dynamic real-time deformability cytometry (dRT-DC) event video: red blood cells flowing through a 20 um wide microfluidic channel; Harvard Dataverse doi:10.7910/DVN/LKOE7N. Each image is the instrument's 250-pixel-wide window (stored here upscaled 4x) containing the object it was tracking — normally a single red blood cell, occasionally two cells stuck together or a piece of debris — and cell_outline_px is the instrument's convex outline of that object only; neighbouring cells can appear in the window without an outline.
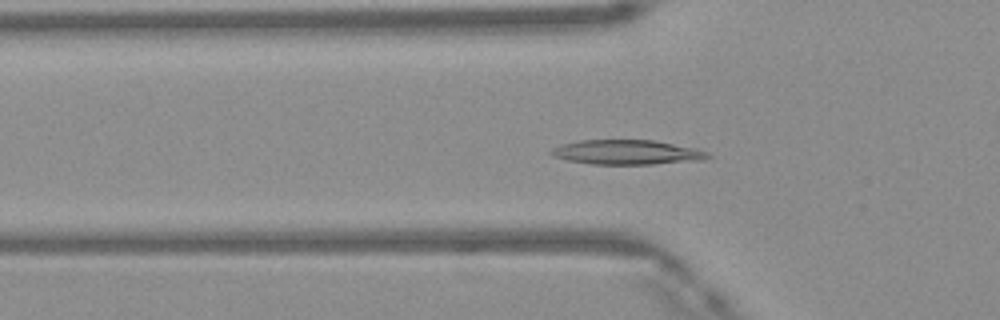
{"species": "Egyptian fruit bat (a non-hibernating species)", "species_latin": "Rousettus aegyptiacus", "temperature_condition": "warm", "stored_images_in_passage": 50, "camera_frame_rate_fps": 3000, "um_per_image_px": 0.085, "frame": {"image": 1, "passage_image": 16, "time_ms": 5.0, "image_size_px": [1000, 320], "cell_outline_px": [[712, 156], [704, 160], [652, 164], [592, 164], [568, 160], [552, 156], [548, 152], [552, 148], [560, 144], [580, 140], [652, 140], [696, 148], [708, 152]], "centroid_in_image_um": [53.28, 12.94], "position_along_channel_um": 72.5, "area_um2": 22.54}}
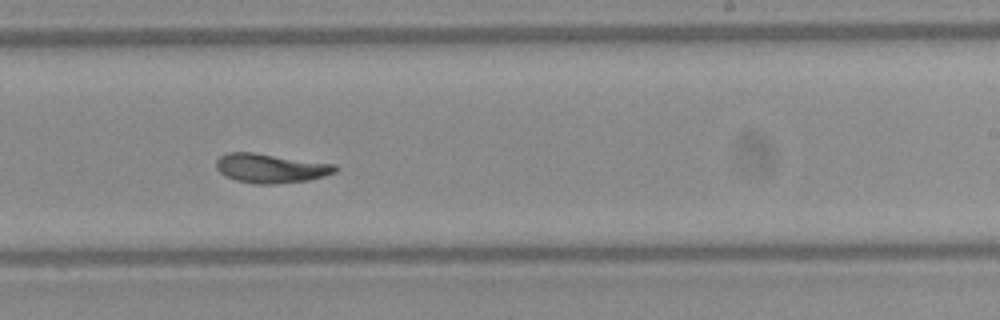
{"frame": {"image": 2, "passage_image": 30, "time_ms": 9.667, "image_size_px": [1000, 320], "cell_outline_px": [[340, 168], [336, 172], [324, 176], [308, 180], [276, 184], [256, 184], [236, 180], [224, 176], [216, 168], [216, 160], [220, 156], [228, 152], [252, 152], [336, 164]], "centroid_in_image_um": [23.02, 14.3], "position_along_channel_um": 266.0, "area_um2": 20.4}}
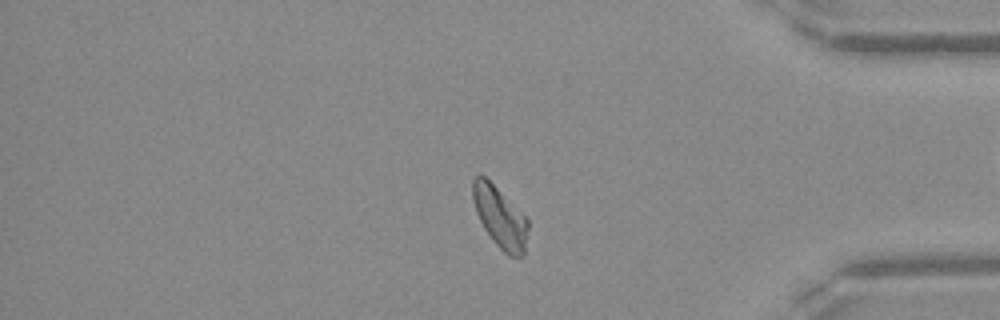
{"frame": {"image": 3, "passage_image": 41, "time_ms": 13.333, "image_size_px": [1000, 320], "cell_outline_px": [[528, 228], [524, 256], [508, 256], [492, 240], [484, 228], [476, 212], [472, 196], [472, 180], [480, 172], [528, 220]], "centroid_in_image_um": [42.48, 18.48], "position_along_channel_um": 392.7, "area_um2": 19.25}, "authors_computed_cell_mechanics": {"area_um2": 20.5479, "velocity_mm_per_s": 4.1387, "shape_relaxation_time_tau1_ms": 7.8123, "shape_relaxation_time_tau2_ms": 3.4848, "deformation_change_tau1": 0.2159, "deformation_change_tau2": 0.1018}}